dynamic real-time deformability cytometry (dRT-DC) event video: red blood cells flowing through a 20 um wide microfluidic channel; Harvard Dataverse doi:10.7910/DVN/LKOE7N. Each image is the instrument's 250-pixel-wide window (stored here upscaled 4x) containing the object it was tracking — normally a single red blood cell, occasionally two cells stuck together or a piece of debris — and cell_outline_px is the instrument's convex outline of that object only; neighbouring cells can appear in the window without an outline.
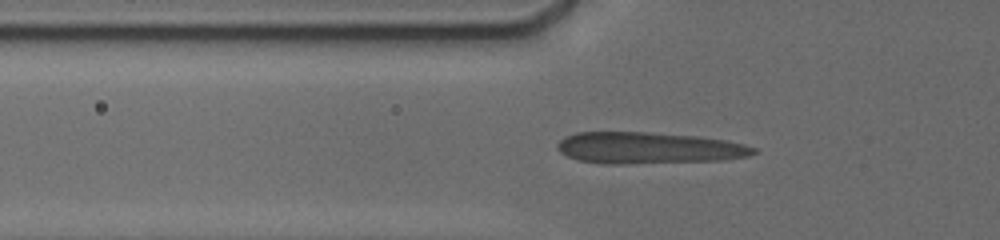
{"species": "human", "species_latin": "Homo sapiens", "temperature_condition": "cold", "stored_images_in_passage": 55, "camera_frame_rate_fps": 3000, "um_per_image_px": 0.085, "donor": {"sex": "male"}, "frame": {"image": 1, "passage_image": 6, "time_ms": 2.333, "image_size_px": [1000, 240], "cell_outline_px": [[760, 152], [748, 156], [724, 160], [624, 164], [600, 164], [576, 160], [560, 152], [556, 148], [556, 144], [564, 136], [576, 132], [644, 132], [696, 136], [728, 140], [744, 144], [756, 148]], "centroid_in_image_um": [55.12, 12.58], "position_along_channel_um": 70.7, "area_um2": 36.47}}
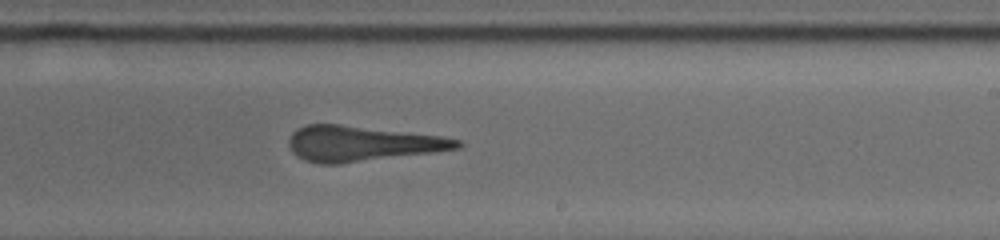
{"frame": {"image": 2, "passage_image": 24, "time_ms": 7.333, "image_size_px": [1000, 240], "cell_outline_px": [[464, 144], [460, 148], [432, 152], [340, 164], [320, 164], [304, 160], [296, 156], [292, 152], [288, 144], [288, 140], [292, 132], [296, 128], [308, 124], [340, 124], [444, 136], [464, 140]], "centroid_in_image_um": [30.76, 12.2], "position_along_channel_um": 258.2, "area_um2": 34.97}}
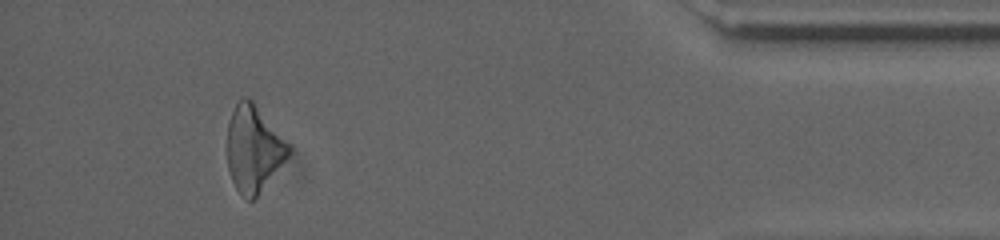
{"frame": {"image": 3, "passage_image": 48, "time_ms": 12.667, "image_size_px": [1000, 240], "cell_outline_px": [[292, 148], [288, 156], [256, 200], [248, 200], [236, 188], [232, 180], [228, 168], [228, 124], [232, 112], [236, 104], [244, 96], [248, 96], [252, 100]], "centroid_in_image_um": [21.56, 12.67], "position_along_channel_um": 413.6, "area_um2": 30.52}, "authors_computed_cell_mechanics": {"area_um2": 34.2176, "velocity_mm_per_s": 3.7868, "shape_relaxation_time_tau1_ms": 4.7334, "shape_relaxation_time_tau2_ms": 1.146, "deformation_change_tau1": 0.1389, "deformation_change_tau2": 0.0856}}